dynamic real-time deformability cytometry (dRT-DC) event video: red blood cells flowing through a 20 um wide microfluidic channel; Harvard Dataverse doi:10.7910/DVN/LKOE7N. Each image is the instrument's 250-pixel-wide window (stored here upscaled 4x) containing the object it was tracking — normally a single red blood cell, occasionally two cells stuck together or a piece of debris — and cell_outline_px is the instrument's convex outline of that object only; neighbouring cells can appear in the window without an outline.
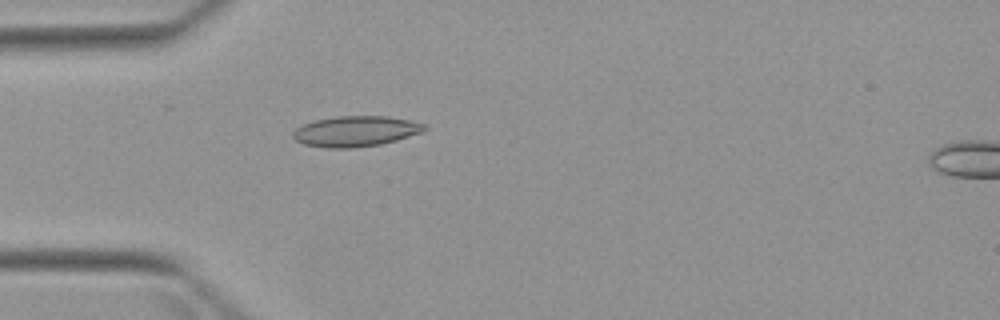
{"species": "Egyptian fruit bat (a non-hibernating species)", "species_latin": "Rousettus aegyptiacus", "temperature_condition": "warm", "stored_images_in_passage": 5, "camera_frame_rate_fps": 3000, "um_per_image_px": 0.085, "animal": {"sex": "female"}, "frame": {"image": 1, "passage_image": 4, "time_ms": 4.333, "image_size_px": [1000, 320], "cell_outline_px": [[428, 128], [424, 132], [396, 140], [380, 144], [352, 148], [324, 148], [304, 144], [296, 140], [292, 136], [292, 132], [296, 128], [304, 124], [316, 120], [336, 116], [388, 116], [408, 120], [424, 124]], "centroid_in_image_um": [30.23, 11.16], "position_along_channel_um": 54.8, "area_um2": 23.41}}